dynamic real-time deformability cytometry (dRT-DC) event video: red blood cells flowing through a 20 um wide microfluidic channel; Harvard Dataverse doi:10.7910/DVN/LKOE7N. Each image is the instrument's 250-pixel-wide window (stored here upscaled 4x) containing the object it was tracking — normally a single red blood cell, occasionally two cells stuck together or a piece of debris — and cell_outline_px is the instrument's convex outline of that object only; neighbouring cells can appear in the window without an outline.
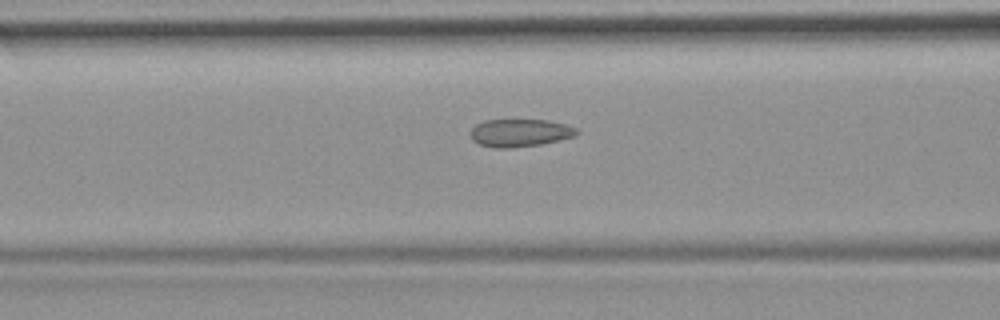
{"species": "common noctule bat (a hibernating species)", "species_latin": "Nyctalus noctula", "temperature_condition": "room temperature", "stored_images_in_passage": 28, "camera_frame_rate_fps": 3000, "um_per_image_px": 0.085, "animal": {"sex": "female", "body_mass_g": 19.9}, "frame": {"image": 1, "passage_image": 16, "time_ms": 5.0, "image_size_px": [1000, 320], "cell_outline_px": [[580, 132], [576, 136], [560, 140], [540, 144], [512, 148], [492, 148], [480, 144], [472, 140], [472, 128], [476, 124], [484, 120], [548, 120], [564, 124], [576, 128]], "centroid_in_image_um": [44.21, 11.3], "position_along_channel_um": 122.4, "area_um2": 17.17}}
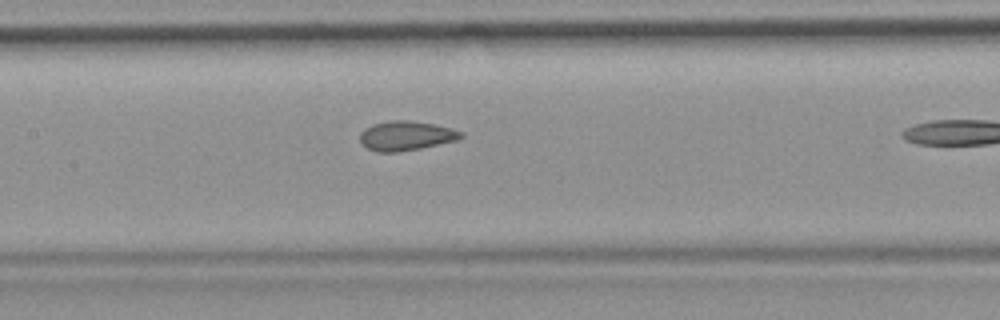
{"frame": {"image": 2, "passage_image": 20, "time_ms": 6.333, "image_size_px": [1000, 320], "cell_outline_px": [[464, 136], [456, 140], [420, 148], [396, 152], [376, 152], [368, 148], [360, 140], [360, 132], [364, 128], [372, 124], [388, 120], [412, 120], [452, 128], [464, 132]], "centroid_in_image_um": [34.5, 11.52], "position_along_channel_um": 172.9, "area_um2": 17.34}}